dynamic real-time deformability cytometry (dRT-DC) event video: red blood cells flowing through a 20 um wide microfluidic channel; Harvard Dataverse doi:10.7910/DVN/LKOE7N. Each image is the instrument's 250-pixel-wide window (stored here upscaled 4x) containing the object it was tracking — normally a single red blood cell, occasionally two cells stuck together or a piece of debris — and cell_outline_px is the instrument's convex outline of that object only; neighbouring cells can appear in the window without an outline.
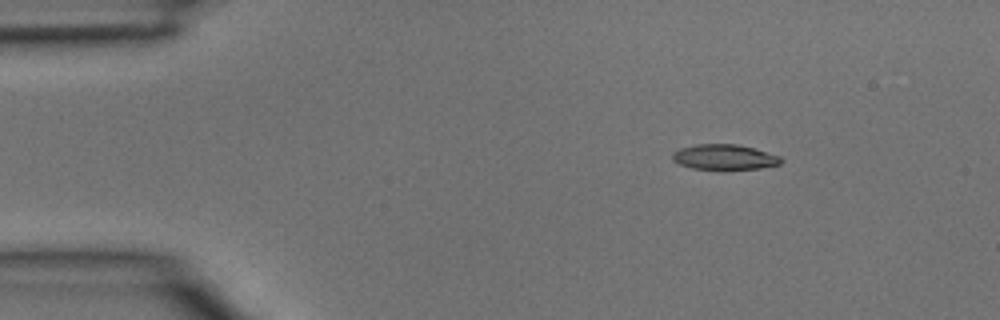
{"species": "common noctule bat (a hibernating species)", "species_latin": "Nyctalus noctula", "temperature_condition": "room temperature", "stored_images_in_passage": 4, "camera_frame_rate_fps": 3000, "um_per_image_px": 0.085, "animal": {"sex": "male", "body_mass_g": 15.6}, "frame": {"image": 1, "passage_image": 1, "time_ms": 0.0, "image_size_px": [1000, 320], "cell_outline_px": [[784, 160], [780, 164], [760, 168], [692, 168], [680, 164], [672, 160], [672, 152], [680, 148], [696, 144], [736, 144], [752, 148], [780, 156]], "centroid_in_image_um": [61.55, 13.33], "position_along_channel_um": 23.4, "area_um2": 15.61}}
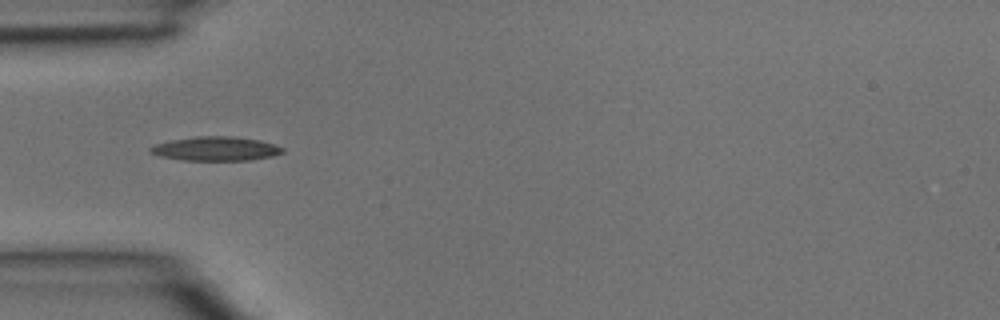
{"frame": {"image": 2, "passage_image": 3, "time_ms": 0.667, "image_size_px": [1000, 320], "cell_outline_px": [[284, 152], [272, 156], [252, 160], [184, 160], [160, 156], [148, 152], [148, 148], [156, 144], [172, 140], [196, 136], [232, 136], [260, 140], [284, 148]], "centroid_in_image_um": [18.33, 12.64], "position_along_channel_um": 66.7, "area_um2": 18.5}}